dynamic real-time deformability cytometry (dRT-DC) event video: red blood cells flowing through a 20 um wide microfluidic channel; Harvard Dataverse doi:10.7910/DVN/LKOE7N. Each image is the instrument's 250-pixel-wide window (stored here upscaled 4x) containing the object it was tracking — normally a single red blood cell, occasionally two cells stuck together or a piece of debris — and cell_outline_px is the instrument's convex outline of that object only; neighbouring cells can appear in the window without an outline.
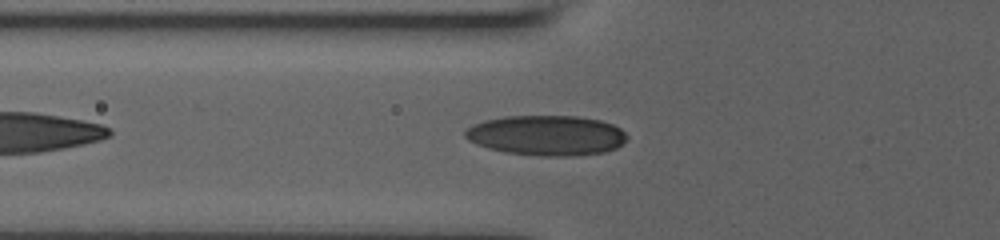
{"species": "human", "species_latin": "Homo sapiens", "temperature_condition": "room temperature", "stored_images_in_passage": 36, "camera_frame_rate_fps": 3000, "um_per_image_px": 0.085, "donor": {"sex": "male"}, "frame": {"image": 1, "passage_image": 8, "time_ms": 1.667, "image_size_px": [1000, 240], "cell_outline_px": [[628, 140], [616, 148], [604, 152], [576, 156], [540, 156], [504, 152], [488, 148], [476, 144], [468, 140], [464, 136], [464, 132], [472, 124], [484, 120], [504, 116], [576, 116], [600, 120], [612, 124], [620, 128], [628, 136]], "centroid_in_image_um": [46.46, 11.51], "position_along_channel_um": 79.3, "area_um2": 38.15}}
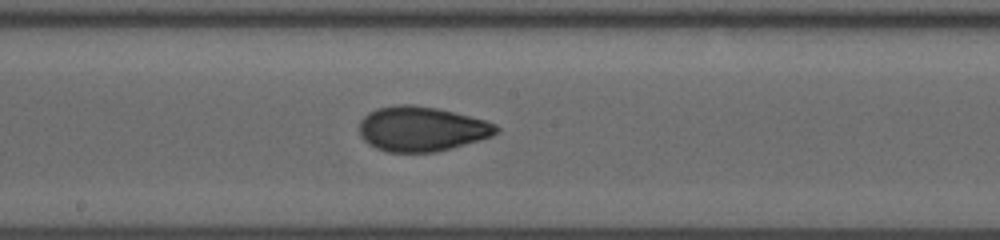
{"frame": {"image": 2, "passage_image": 23, "time_ms": 5.0, "image_size_px": [1000, 240], "cell_outline_px": [[500, 128], [492, 136], [480, 140], [452, 148], [436, 152], [388, 152], [376, 148], [368, 144], [360, 136], [360, 120], [368, 112], [376, 108], [400, 104], [412, 104], [436, 108], [484, 120], [496, 124]], "centroid_in_image_um": [35.81, 10.96], "position_along_channel_um": 212.4, "area_um2": 35.72}}
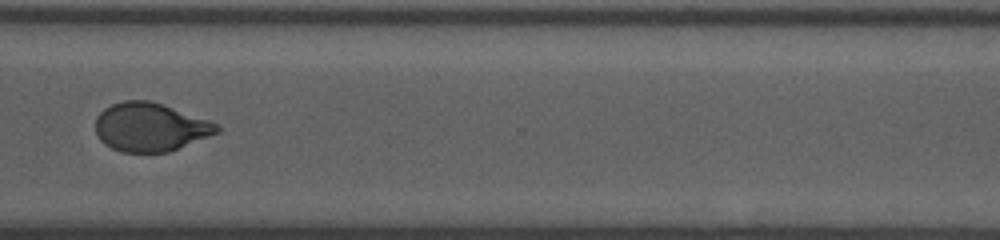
{"frame": {"image": 3, "passage_image": 30, "time_ms": 8.667, "image_size_px": [1000, 240], "cell_outline_px": [[224, 128], [220, 132], [168, 152], [120, 152], [104, 144], [100, 140], [96, 132], [96, 116], [104, 108], [112, 104], [124, 100], [148, 100], [208, 120]], "centroid_in_image_um": [12.75, 10.81], "position_along_channel_um": 357.8, "area_um2": 34.16}}